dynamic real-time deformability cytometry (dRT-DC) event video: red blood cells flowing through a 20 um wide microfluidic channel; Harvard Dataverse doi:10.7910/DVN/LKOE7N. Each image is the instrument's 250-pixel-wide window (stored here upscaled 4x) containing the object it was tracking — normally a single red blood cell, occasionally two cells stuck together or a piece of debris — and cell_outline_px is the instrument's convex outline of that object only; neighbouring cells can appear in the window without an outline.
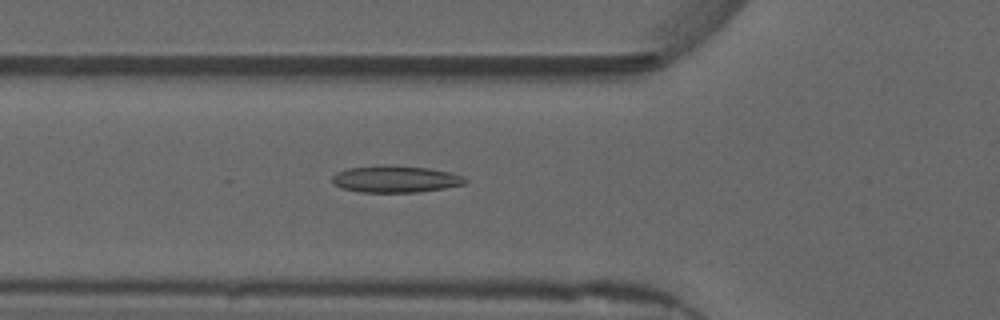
{"species": "common noctule bat (a hibernating species)", "species_latin": "Nyctalus noctula", "temperature_condition": "warm", "stored_images_in_passage": 18, "camera_frame_rate_fps": 3000, "um_per_image_px": 0.085, "animal": {"sex": "male", "forearm_length_mm": 52.5}, "frame": {"image": 1, "passage_image": 6, "time_ms": 1.667, "image_size_px": [1000, 320], "cell_outline_px": [[468, 180], [464, 184], [444, 188], [416, 192], [360, 192], [340, 188], [332, 184], [332, 176], [336, 172], [348, 168], [380, 164], [392, 164], [428, 168], [448, 172], [460, 176]], "centroid_in_image_um": [33.53, 15.21], "position_along_channel_um": 92.3, "area_um2": 20.98}}
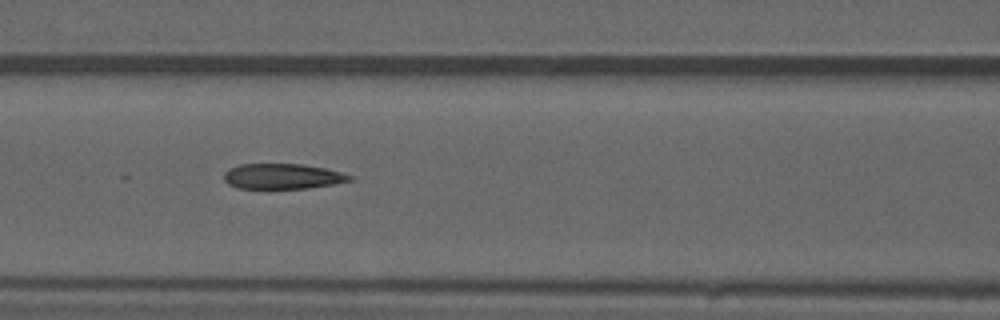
{"frame": {"image": 2, "passage_image": 10, "time_ms": 3.0, "image_size_px": [1000, 320], "cell_outline_px": [[356, 180], [308, 188], [268, 192], [236, 188], [228, 184], [224, 180], [224, 172], [228, 168], [240, 164], [300, 164], [324, 168], [340, 172], [352, 176]], "centroid_in_image_um": [23.94, 15.04], "position_along_channel_um": 142.7, "area_um2": 19.59}}